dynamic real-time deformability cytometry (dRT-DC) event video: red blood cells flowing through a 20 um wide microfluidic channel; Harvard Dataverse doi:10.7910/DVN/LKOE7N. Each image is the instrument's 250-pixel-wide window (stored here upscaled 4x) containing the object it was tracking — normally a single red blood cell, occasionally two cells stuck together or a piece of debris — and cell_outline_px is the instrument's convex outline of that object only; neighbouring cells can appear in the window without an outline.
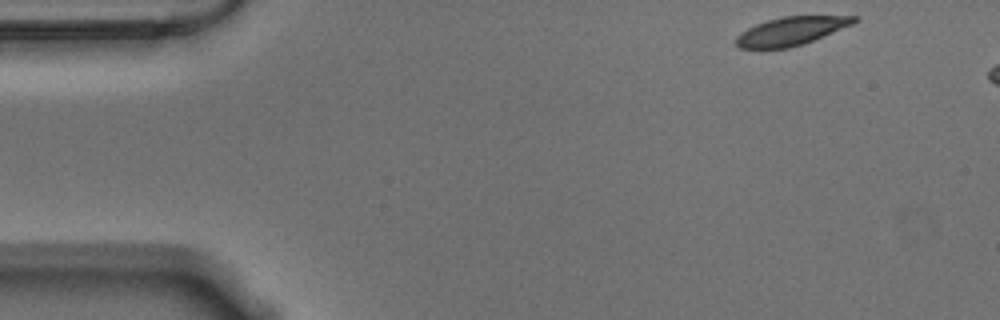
{"species": "Egyptian fruit bat (a non-hibernating species)", "species_latin": "Rousettus aegyptiacus", "temperature_condition": "warm", "stored_images_in_passage": 7, "camera_frame_rate_fps": 3000, "um_per_image_px": 0.085, "animal": {"sex": "male"}, "frame": {"image": 1, "passage_image": 1, "time_ms": 0.0, "image_size_px": [1000, 320], "cell_outline_px": [[860, 20], [852, 24], [804, 44], [788, 48], [740, 48], [736, 44], [736, 36], [740, 32], [756, 24], [768, 20], [784, 16], [856, 16]], "centroid_in_image_um": [67.24, 2.64], "position_along_channel_um": 17.8, "area_um2": 19.31}}